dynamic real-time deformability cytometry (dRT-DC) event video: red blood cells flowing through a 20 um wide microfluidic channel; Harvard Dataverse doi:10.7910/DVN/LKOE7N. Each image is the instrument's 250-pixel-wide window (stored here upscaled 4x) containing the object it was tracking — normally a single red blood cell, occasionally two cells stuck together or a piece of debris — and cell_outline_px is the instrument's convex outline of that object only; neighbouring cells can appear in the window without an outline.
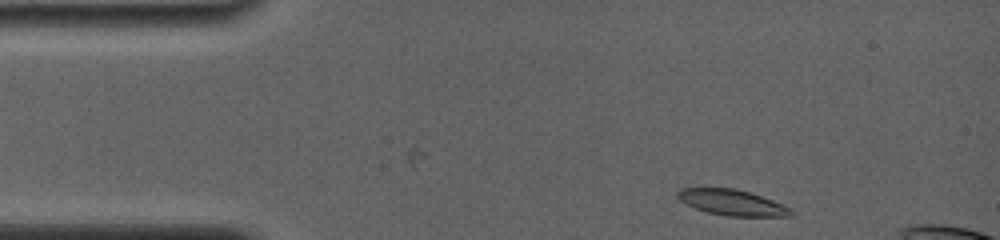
{"species": "common noctule bat (a hibernating species)", "species_latin": "Nyctalus noctula", "temperature_condition": "room temperature", "stored_images_in_passage": 7, "camera_frame_rate_fps": 4000, "um_per_image_px": 0.085, "animal": {"sex": "female", "body_mass_g": 19.0, "forearm_length_mm": 56.7}, "frame": {"image": 1, "passage_image": 1, "time_ms": 0.0, "image_size_px": [1000, 240], "cell_outline_px": [[796, 212], [792, 216], [728, 216], [708, 212], [696, 208], [680, 200], [676, 196], [676, 192], [680, 188], [736, 188], [772, 200]], "centroid_in_image_um": [62.21, 17.21], "position_along_channel_um": 22.8, "area_um2": 16.76}}